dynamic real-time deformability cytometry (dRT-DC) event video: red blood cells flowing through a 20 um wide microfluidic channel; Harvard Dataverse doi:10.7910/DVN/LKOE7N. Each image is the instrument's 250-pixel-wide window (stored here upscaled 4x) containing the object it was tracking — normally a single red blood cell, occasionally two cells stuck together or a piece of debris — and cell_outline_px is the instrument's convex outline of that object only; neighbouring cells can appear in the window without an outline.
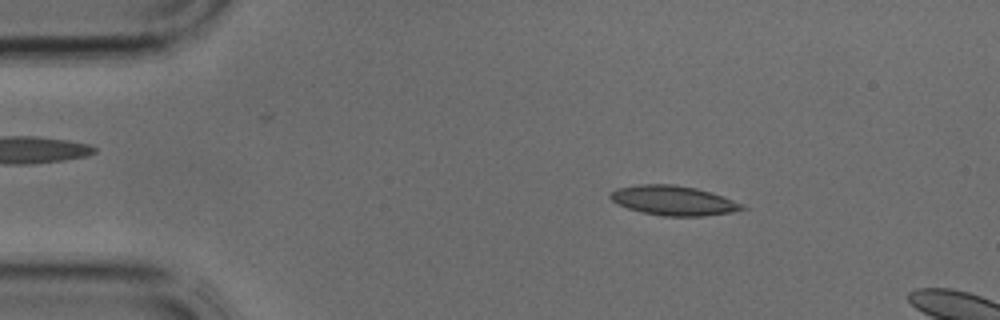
{"species": "common noctule bat (a hibernating species)", "species_latin": "Nyctalus noctula", "temperature_condition": "cold", "stored_images_in_passage": 36, "camera_frame_rate_fps": 3000, "um_per_image_px": 0.085, "animal": {"sex": "male", "body_mass_g": 17.9, "forearm_length_mm": 54.2}, "frame": {"image": 1, "passage_image": 5, "time_ms": 1.333, "image_size_px": [1000, 320], "cell_outline_px": [[748, 208], [732, 212], [704, 216], [664, 216], [640, 212], [616, 204], [608, 196], [616, 188], [640, 184], [676, 184], [696, 188], [712, 192], [724, 196], [744, 204]], "centroid_in_image_um": [57.26, 17.04], "position_along_channel_um": 27.7, "area_um2": 23.0}}
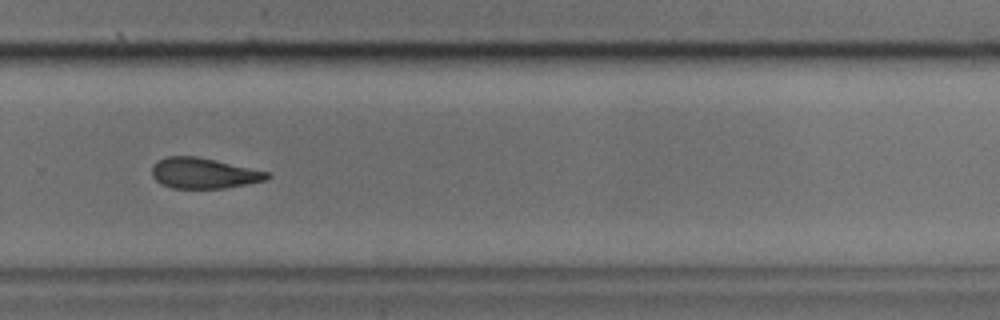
{"frame": {"image": 2, "passage_image": 25, "time_ms": 8.0, "image_size_px": [1000, 320], "cell_outline_px": [[272, 176], [264, 180], [224, 188], [172, 188], [160, 184], [152, 176], [152, 164], [168, 156], [196, 156], [268, 172]], "centroid_in_image_um": [17.26, 14.72], "position_along_channel_um": 312.5, "area_um2": 20.23}}
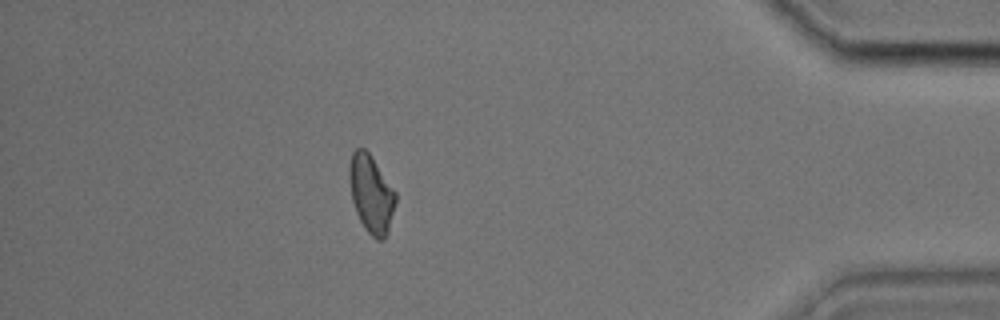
{"frame": {"image": 3, "passage_image": 33, "time_ms": 10.667, "image_size_px": [1000, 320], "cell_outline_px": [[396, 200], [388, 232], [384, 240], [376, 240], [364, 228], [356, 212], [352, 200], [348, 176], [348, 168], [352, 152], [356, 148], [364, 148], [372, 156], [396, 192]], "centroid_in_image_um": [31.54, 16.47], "position_along_channel_um": 403.7, "area_um2": 21.1}}